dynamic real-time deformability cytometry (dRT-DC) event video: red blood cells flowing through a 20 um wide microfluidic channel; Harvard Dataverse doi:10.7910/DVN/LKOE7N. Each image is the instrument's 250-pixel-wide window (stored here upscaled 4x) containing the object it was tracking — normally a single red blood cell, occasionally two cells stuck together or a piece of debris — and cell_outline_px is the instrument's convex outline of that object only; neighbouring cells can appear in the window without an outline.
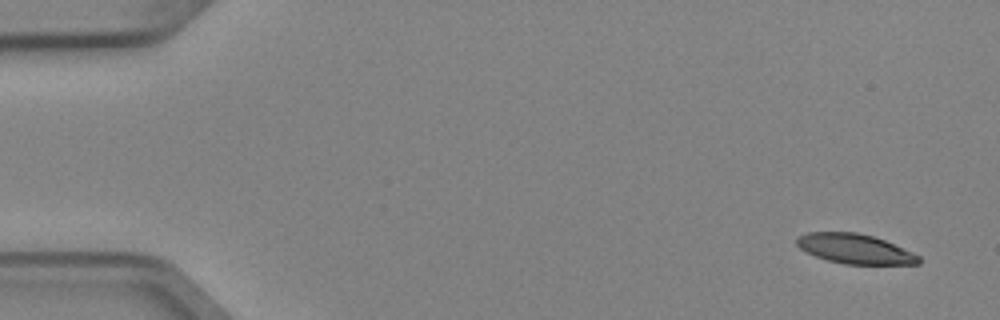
{"species": "Egyptian fruit bat (a non-hibernating species)", "species_latin": "Rousettus aegyptiacus", "temperature_condition": "cold", "stored_images_in_passage": 4, "camera_frame_rate_fps": 3000, "um_per_image_px": 0.085, "animal": {"sex": "female"}, "frame": {"image": 1, "passage_image": 1, "time_ms": 0.0, "image_size_px": [1000, 320], "cell_outline_px": [[920, 264], [844, 264], [828, 260], [816, 256], [800, 248], [796, 244], [796, 236], [808, 232], [856, 232], [872, 236], [884, 240], [912, 252], [920, 256]], "centroid_in_image_um": [72.65, 21.14], "position_along_channel_um": 12.3, "area_um2": 20.98}}